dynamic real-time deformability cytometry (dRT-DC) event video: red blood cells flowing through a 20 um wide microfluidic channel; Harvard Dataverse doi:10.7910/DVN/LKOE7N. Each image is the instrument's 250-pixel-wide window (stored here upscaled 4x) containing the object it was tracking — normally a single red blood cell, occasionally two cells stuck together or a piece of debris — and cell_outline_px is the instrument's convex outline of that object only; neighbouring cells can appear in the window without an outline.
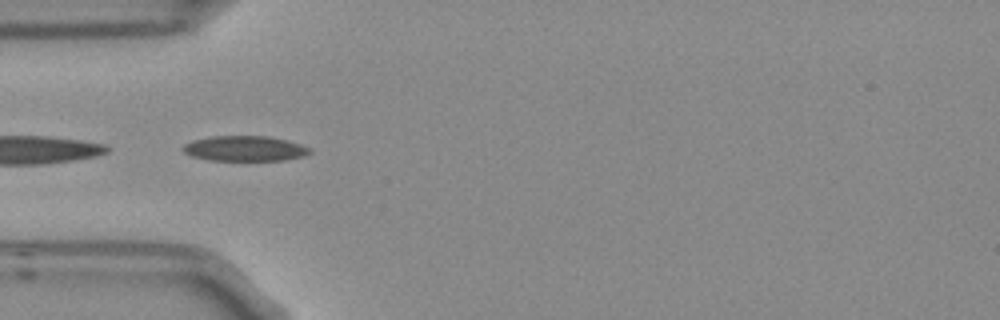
{"species": "Egyptian fruit bat (a non-hibernating species)", "species_latin": "Rousettus aegyptiacus", "temperature_condition": "room temperature", "stored_images_in_passage": 3, "camera_frame_rate_fps": 3000, "um_per_image_px": 0.085, "frame": {"image": 1, "passage_image": 1, "time_ms": 0.0, "image_size_px": [1000, 320], "cell_outline_px": [[312, 152], [304, 156], [284, 160], [208, 160], [192, 156], [184, 152], [180, 148], [184, 144], [192, 140], [212, 136], [268, 136], [288, 140], [312, 148]], "centroid_in_image_um": [20.81, 12.62], "position_along_channel_um": 64.2, "area_um2": 18.79}}